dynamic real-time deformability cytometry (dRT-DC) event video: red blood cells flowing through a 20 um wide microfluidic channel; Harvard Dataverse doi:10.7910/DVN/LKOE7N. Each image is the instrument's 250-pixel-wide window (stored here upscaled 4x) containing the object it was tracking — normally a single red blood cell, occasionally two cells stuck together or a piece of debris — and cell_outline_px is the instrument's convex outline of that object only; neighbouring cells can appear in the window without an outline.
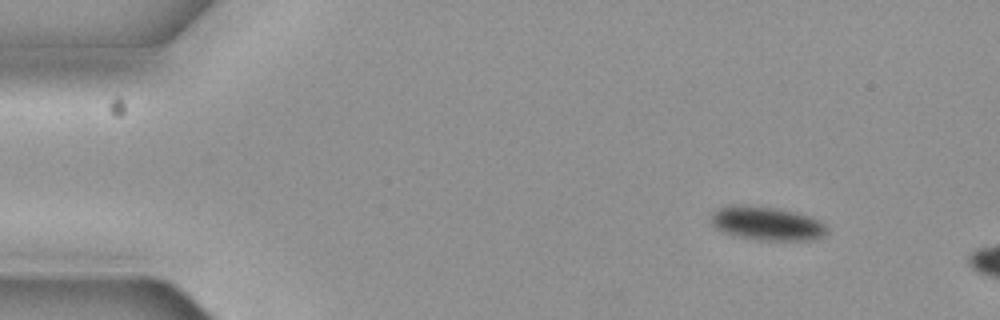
{"species": "common noctule bat (a hibernating species)", "species_latin": "Nyctalus noctula", "temperature_condition": "cold", "stored_images_in_passage": 3, "camera_frame_rate_fps": 3000, "um_per_image_px": 0.085, "animal": {"sex": "female", "body_mass_g": 19.3, "forearm_length_mm": 54.1}, "frame": {"image": 1, "passage_image": 1, "time_ms": 0.0, "image_size_px": [1000, 320], "cell_outline_px": [[824, 232], [820, 236], [808, 240], [756, 240], [736, 236], [724, 232], [716, 228], [712, 224], [712, 212], [720, 208], [732, 204], [744, 204], [780, 208], [812, 216], [820, 220], [824, 224]], "centroid_in_image_um": [65.14, 18.97], "position_along_channel_um": 19.9, "area_um2": 22.77}}